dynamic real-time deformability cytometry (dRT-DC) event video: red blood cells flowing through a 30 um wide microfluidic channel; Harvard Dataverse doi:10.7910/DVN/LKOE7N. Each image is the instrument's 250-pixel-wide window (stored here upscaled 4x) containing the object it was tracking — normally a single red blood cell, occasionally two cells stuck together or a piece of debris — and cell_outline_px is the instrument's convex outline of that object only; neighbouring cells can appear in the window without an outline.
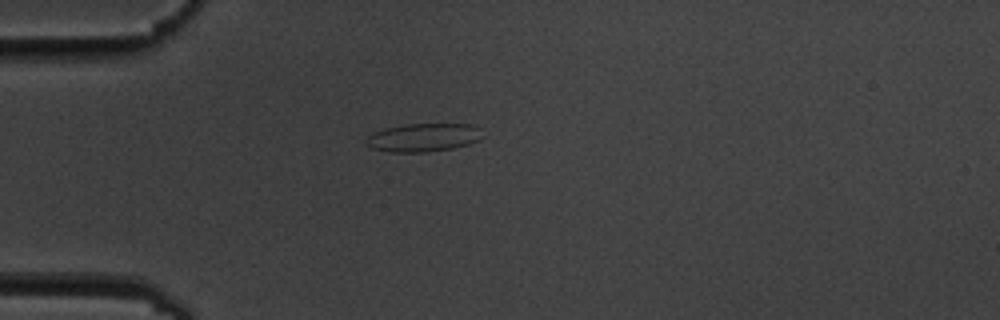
{"species": "common noctule bat (a hibernating species)", "species_latin": "Nyctalus noctula", "temperature_condition": "cold", "stored_images_in_passage": 41, "camera_frame_rate_fps": 3000, "um_per_image_px": 0.085, "animal": {"sex": "male", "body_mass_g": 19.5, "forearm_length_mm": 54.6}, "frame": {"image": 1, "passage_image": 1, "time_ms": 0.0, "image_size_px": [1000, 320], "cell_outline_px": [[484, 136], [480, 140], [468, 144], [452, 148], [424, 152], [392, 152], [372, 148], [364, 144], [364, 140], [372, 132], [384, 128], [404, 124], [476, 124]], "centroid_in_image_um": [35.98, 11.68], "position_along_channel_um": 49.0, "area_um2": 19.42}}
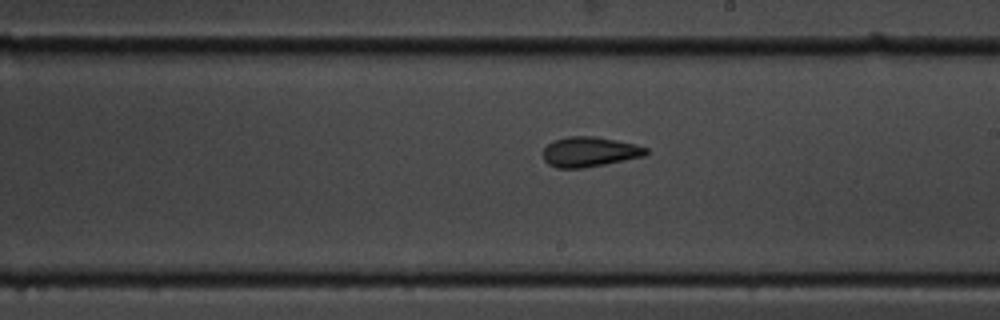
{"frame": {"image": 2, "passage_image": 18, "time_ms": 5.667, "image_size_px": [1000, 320], "cell_outline_px": [[648, 152], [644, 156], [604, 164], [580, 168], [556, 168], [548, 164], [544, 160], [544, 148], [552, 140], [568, 136], [596, 136], [636, 144], [648, 148]], "centroid_in_image_um": [50.1, 12.89], "position_along_channel_um": 238.9, "area_um2": 17.98}}
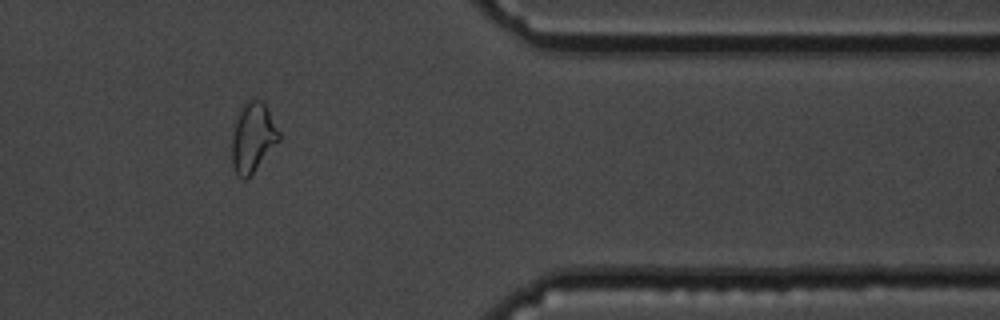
{"frame": {"image": 3, "passage_image": 32, "time_ms": 10.333, "image_size_px": [1000, 320], "cell_outline_px": [[280, 140], [252, 172], [244, 180], [240, 180], [236, 176], [232, 164], [232, 136], [240, 104], [244, 100], [252, 96], [264, 100], [280, 132]], "centroid_in_image_um": [21.48, 11.59], "position_along_channel_um": 389.9, "area_um2": 19.54}, "authors_computed_cell_mechanics": {"area_um2": 18.2648, "velocity_mm_per_s": 3.6168, "shape_relaxation_time_tau1_ms": null, "shape_relaxation_time_tau2_ms": 3.1173, "deformation_change_tau1": null, "deformation_change_tau2": 0.0896}}